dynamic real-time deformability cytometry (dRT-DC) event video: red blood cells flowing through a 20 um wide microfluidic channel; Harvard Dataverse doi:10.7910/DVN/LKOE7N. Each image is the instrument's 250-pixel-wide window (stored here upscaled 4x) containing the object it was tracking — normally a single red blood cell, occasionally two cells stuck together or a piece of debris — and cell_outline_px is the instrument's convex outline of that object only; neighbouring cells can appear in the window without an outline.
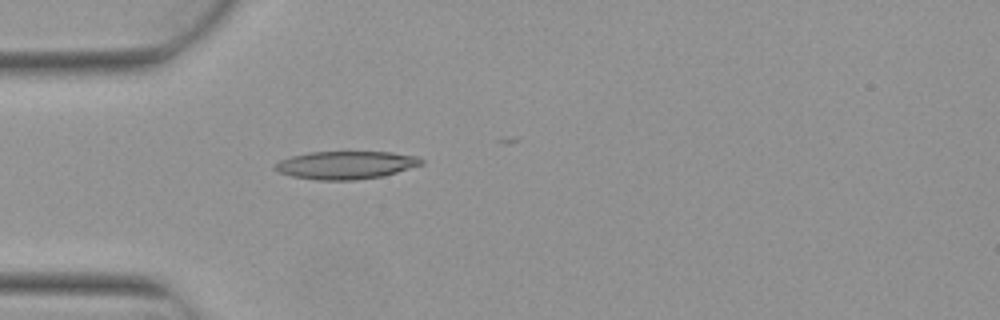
{"species": "Egyptian fruit bat (a non-hibernating species)", "species_latin": "Rousettus aegyptiacus", "temperature_condition": "warm", "stored_images_in_passage": 4, "camera_frame_rate_fps": 3000, "um_per_image_px": 0.085, "animal": {"sex": "female"}, "frame": {"image": 1, "passage_image": 4, "time_ms": 1.0, "image_size_px": [1000, 320], "cell_outline_px": [[424, 164], [396, 172], [380, 176], [356, 180], [316, 180], [292, 176], [280, 172], [272, 168], [272, 164], [280, 160], [292, 156], [308, 152], [392, 152], [420, 156], [424, 160]], "centroid_in_image_um": [29.39, 14.02], "position_along_channel_um": 55.6, "area_um2": 23.93}}